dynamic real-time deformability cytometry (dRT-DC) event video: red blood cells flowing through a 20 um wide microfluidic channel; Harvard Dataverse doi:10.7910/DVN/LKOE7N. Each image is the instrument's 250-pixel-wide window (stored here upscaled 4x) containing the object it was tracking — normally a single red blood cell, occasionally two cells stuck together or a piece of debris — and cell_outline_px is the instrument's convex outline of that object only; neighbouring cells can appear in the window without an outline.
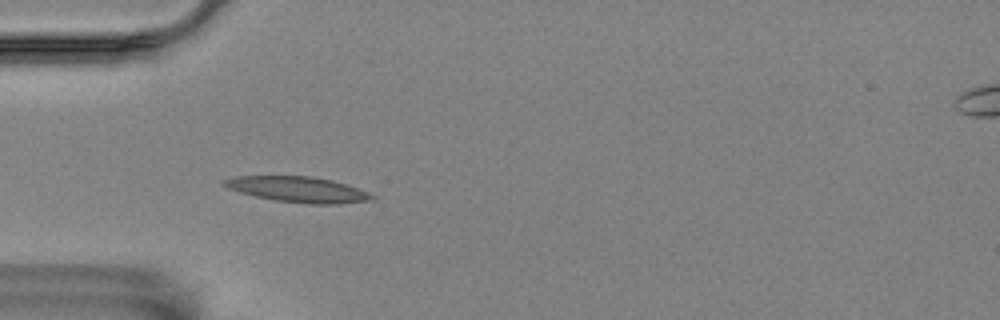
{"species": "Egyptian fruit bat (a non-hibernating species)", "species_latin": "Rousettus aegyptiacus", "temperature_condition": "room temperature", "stored_images_in_passage": 40, "camera_frame_rate_fps": 3000, "um_per_image_px": 0.085, "animal": {"sex": "female"}, "frame": {"image": 1, "passage_image": 5, "time_ms": 1.333, "image_size_px": [1000, 320], "cell_outline_px": [[376, 200], [336, 204], [308, 204], [276, 200], [256, 196], [240, 192], [228, 188], [220, 184], [224, 180], [236, 176], [312, 176], [332, 180], [368, 192], [376, 196]], "centroid_in_image_um": [25.35, 16.1], "position_along_channel_um": 59.6, "area_um2": 21.96}}
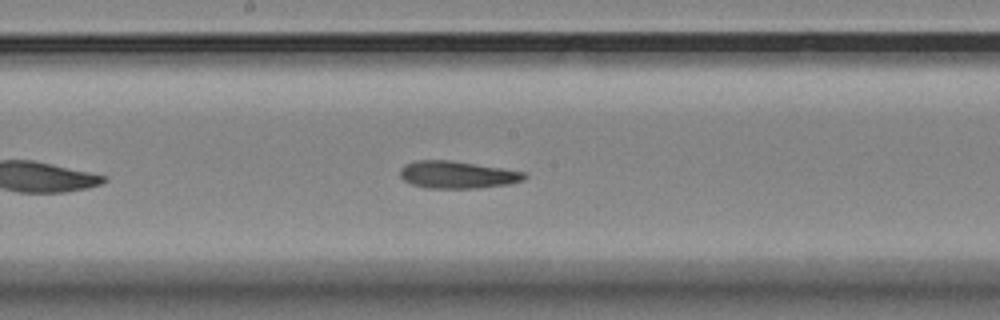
{"frame": {"image": 2, "passage_image": 18, "time_ms": 5.667, "image_size_px": [1000, 320], "cell_outline_px": [[528, 176], [524, 180], [508, 184], [480, 188], [428, 188], [412, 184], [404, 180], [400, 176], [400, 168], [404, 164], [416, 160], [452, 160], [524, 172]], "centroid_in_image_um": [38.85, 14.85], "position_along_channel_um": 209.4, "area_um2": 19.77}}
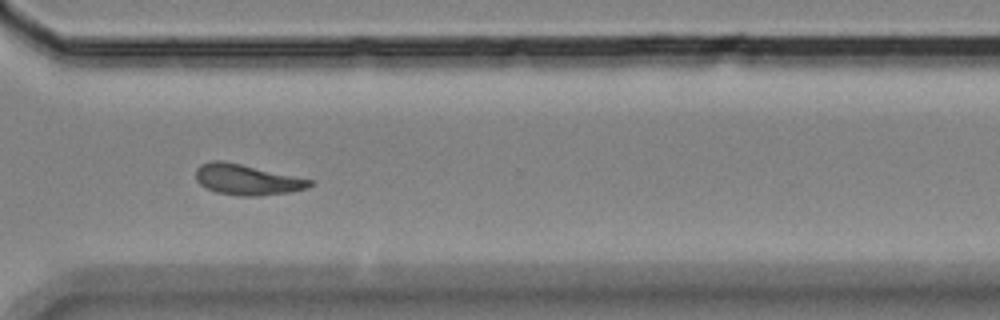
{"frame": {"image": 3, "passage_image": 30, "time_ms": 9.667, "image_size_px": [1000, 320], "cell_outline_px": [[312, 184], [308, 188], [288, 192], [256, 196], [240, 196], [216, 192], [200, 184], [196, 180], [196, 168], [200, 164], [212, 160], [224, 160], [312, 180]], "centroid_in_image_um": [20.94, 15.26], "position_along_channel_um": 349.7, "area_um2": 20.17}, "authors_computed_cell_mechanics": {"area_um2": 20.2011, "velocity_mm_per_s": 3.5059, "shape_relaxation_time_tau1_ms": 8.5551, "shape_relaxation_time_tau2_ms": 4.9106, "deformation_change_tau1": 0.203, "deformation_change_tau2": 0.1133}}